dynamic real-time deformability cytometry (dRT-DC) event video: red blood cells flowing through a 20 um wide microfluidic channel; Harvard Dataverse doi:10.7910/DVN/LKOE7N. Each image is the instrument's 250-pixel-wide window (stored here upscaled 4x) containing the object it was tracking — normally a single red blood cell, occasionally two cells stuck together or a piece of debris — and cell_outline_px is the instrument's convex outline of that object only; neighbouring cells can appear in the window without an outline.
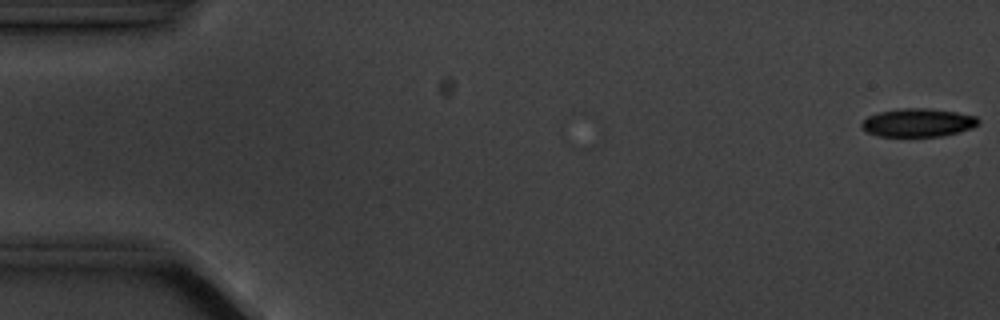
{"species": "common noctule bat (a hibernating species)", "species_latin": "Nyctalus noctula", "temperature_condition": "cold", "stored_images_in_passage": 5, "camera_frame_rate_fps": 3000, "um_per_image_px": 0.085, "animal": {"sex": "male", "body_mass_g": 20.1, "forearm_length_mm": 53.5}, "frame": {"image": 1, "passage_image": 1, "time_ms": 0.0, "image_size_px": [1000, 320], "cell_outline_px": [[980, 120], [972, 128], [940, 136], [876, 136], [860, 128], [860, 124], [868, 116], [880, 112], [904, 108], [928, 108], [956, 112], [976, 116]], "centroid_in_image_um": [77.99, 10.42], "position_along_channel_um": 7.0, "area_um2": 19.07}}